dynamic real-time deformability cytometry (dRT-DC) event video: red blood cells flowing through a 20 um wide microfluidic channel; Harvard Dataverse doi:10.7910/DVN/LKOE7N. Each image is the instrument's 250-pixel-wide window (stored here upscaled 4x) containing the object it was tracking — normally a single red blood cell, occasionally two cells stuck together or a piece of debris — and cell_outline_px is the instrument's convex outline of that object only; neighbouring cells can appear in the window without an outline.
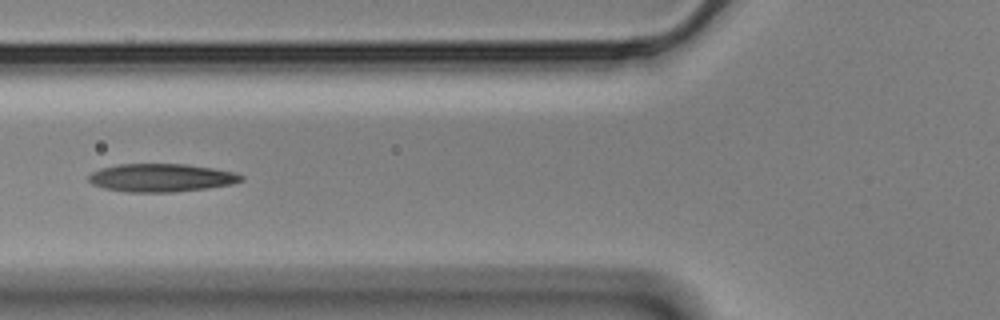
{"species": "Egyptian fruit bat (a non-hibernating species)", "species_latin": "Rousettus aegyptiacus", "temperature_condition": "cold", "stored_images_in_passage": 15, "camera_frame_rate_fps": 3000, "um_per_image_px": 0.085, "animal": {"sex": "male"}, "frame": {"image": 1, "passage_image": 5, "time_ms": 1.333, "image_size_px": [1000, 320], "cell_outline_px": [[244, 180], [232, 184], [208, 188], [172, 192], [128, 192], [104, 188], [92, 184], [88, 180], [88, 176], [92, 172], [100, 168], [120, 164], [188, 164], [212, 168], [232, 172], [244, 176]], "centroid_in_image_um": [13.7, 15.11], "position_along_channel_um": 112.1, "area_um2": 24.97}}
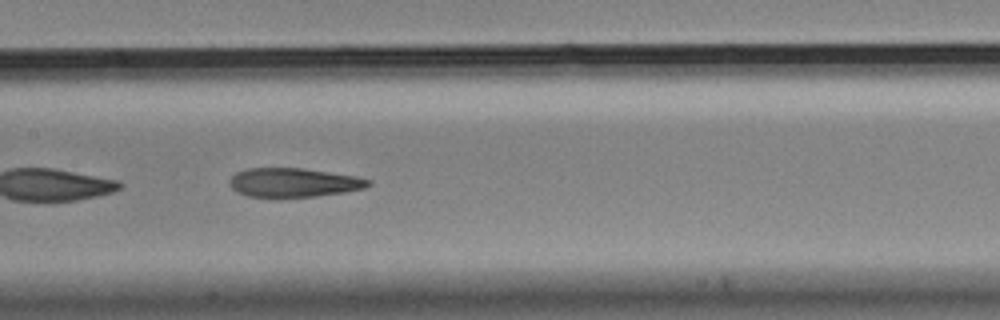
{"frame": {"image": 2, "passage_image": 11, "time_ms": 3.333, "image_size_px": [1000, 320], "cell_outline_px": [[372, 184], [364, 188], [344, 192], [316, 196], [280, 200], [272, 200], [248, 196], [236, 192], [228, 184], [228, 180], [236, 172], [248, 168], [304, 168], [356, 176], [372, 180]], "centroid_in_image_um": [24.9, 15.56], "position_along_channel_um": 182.5, "area_um2": 24.45}}